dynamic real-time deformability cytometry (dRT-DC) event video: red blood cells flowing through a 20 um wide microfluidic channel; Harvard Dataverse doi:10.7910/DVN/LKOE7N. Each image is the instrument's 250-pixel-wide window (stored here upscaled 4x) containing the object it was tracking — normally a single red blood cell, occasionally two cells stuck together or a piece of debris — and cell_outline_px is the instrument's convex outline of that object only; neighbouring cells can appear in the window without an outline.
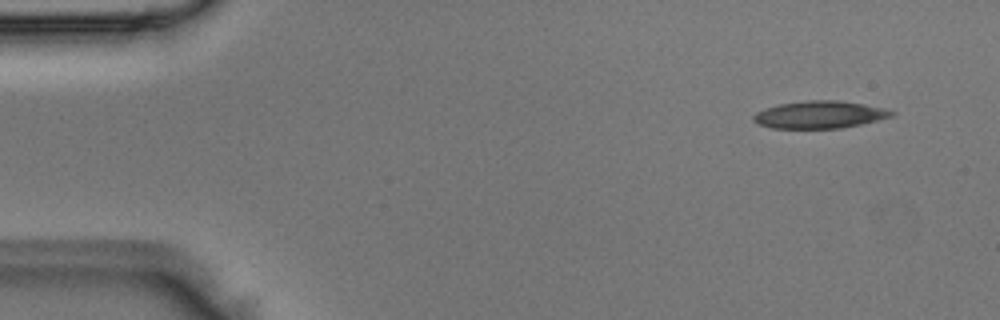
{"species": "Egyptian fruit bat (a non-hibernating species)", "species_latin": "Rousettus aegyptiacus", "temperature_condition": "room temperature", "stored_images_in_passage": 3, "camera_frame_rate_fps": 3000, "um_per_image_px": 0.085, "animal": {"sex": "male"}, "frame": {"image": 1, "passage_image": 1, "time_ms": 0.0, "image_size_px": [1000, 320], "cell_outline_px": [[896, 112], [892, 116], [860, 124], [840, 128], [772, 128], [756, 124], [752, 120], [752, 116], [756, 112], [764, 108], [780, 104], [808, 100], [836, 100], [864, 104], [884, 108]], "centroid_in_image_um": [69.62, 9.74], "position_along_channel_um": 15.4, "area_um2": 21.96}}